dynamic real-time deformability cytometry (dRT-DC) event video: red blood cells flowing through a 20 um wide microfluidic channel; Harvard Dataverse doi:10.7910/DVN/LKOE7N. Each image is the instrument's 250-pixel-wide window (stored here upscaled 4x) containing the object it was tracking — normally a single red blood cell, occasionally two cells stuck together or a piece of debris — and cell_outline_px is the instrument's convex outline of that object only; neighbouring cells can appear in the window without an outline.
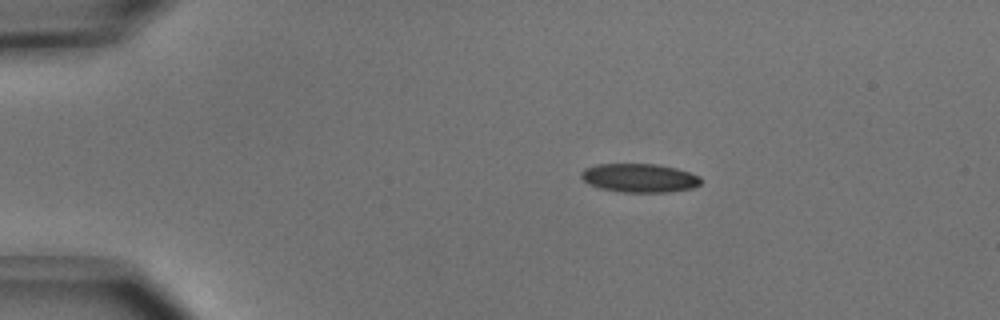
{"species": "common noctule bat (a hibernating species)", "species_latin": "Nyctalus noctula", "temperature_condition": "cold", "stored_images_in_passage": 42, "camera_frame_rate_fps": 3000, "um_per_image_px": 0.085, "animal": {"sex": "male", "body_mass_g": 15.6}, "frame": {"image": 1, "passage_image": 1, "time_ms": 0.0, "image_size_px": [1000, 320], "cell_outline_px": [[700, 184], [692, 188], [668, 192], [620, 192], [600, 188], [588, 184], [580, 176], [580, 172], [584, 168], [596, 164], [656, 164], [676, 168], [700, 176]], "centroid_in_image_um": [54.31, 15.12], "position_along_channel_um": 30.7, "area_um2": 20.06}}
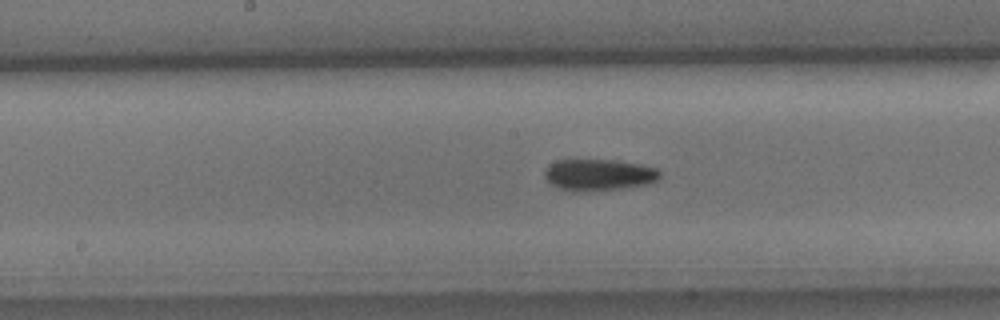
{"frame": {"image": 2, "passage_image": 18, "time_ms": 5.667, "image_size_px": [1000, 320], "cell_outline_px": [[660, 180], [648, 184], [620, 188], [576, 192], [560, 188], [552, 184], [544, 176], [544, 168], [548, 164], [556, 160], [616, 160], [640, 164], [656, 168], [660, 172]], "centroid_in_image_um": [50.89, 14.85], "position_along_channel_um": 197.3, "area_um2": 21.21}}
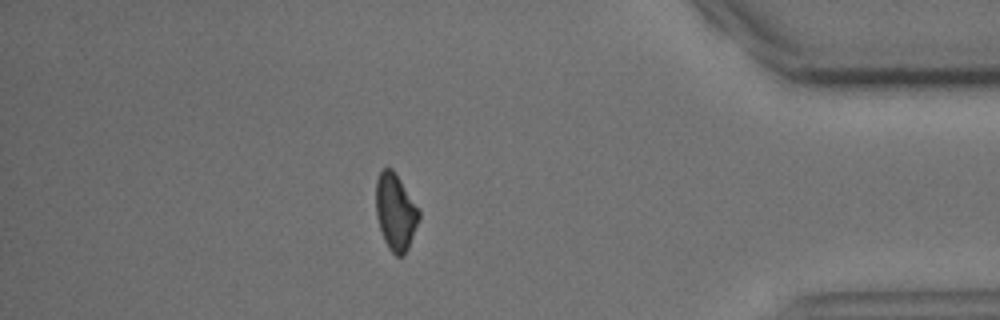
{"frame": {"image": 3, "passage_image": 36, "time_ms": 11.667, "image_size_px": [1000, 320], "cell_outline_px": [[420, 216], [408, 248], [404, 256], [396, 256], [388, 248], [384, 240], [376, 216], [376, 180], [380, 172], [384, 168], [392, 168], [396, 172], [420, 212]], "centroid_in_image_um": [33.6, 18.01], "position_along_channel_um": 401.6, "area_um2": 19.07}, "authors_computed_cell_mechanics": {"area_um2": 20.6057, "velocity_mm_per_s": 3.9658, "shape_relaxation_time_tau1_ms": 3.0166, "shape_relaxation_time_tau2_ms": null, "deformation_change_tau1": 0.0902, "deformation_change_tau2": null}}